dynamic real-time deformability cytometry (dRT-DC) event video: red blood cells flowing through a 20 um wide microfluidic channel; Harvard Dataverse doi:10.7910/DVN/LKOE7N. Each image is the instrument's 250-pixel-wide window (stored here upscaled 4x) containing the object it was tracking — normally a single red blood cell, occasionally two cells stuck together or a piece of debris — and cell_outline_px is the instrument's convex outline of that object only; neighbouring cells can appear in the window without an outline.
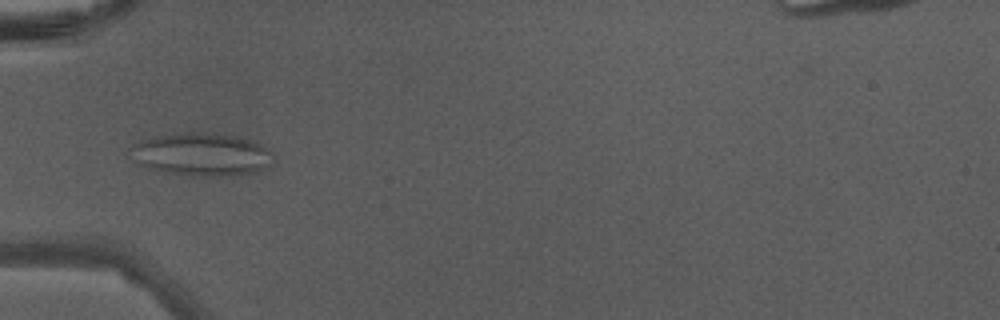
{"species": "Egyptian fruit bat (a non-hibernating species)", "species_latin": "Rousettus aegyptiacus", "temperature_condition": "warm", "stored_images_in_passage": 36, "camera_frame_rate_fps": 3000, "um_per_image_px": 0.085, "animal": {"sex": "male"}, "frame": {"image": 1, "passage_image": 6, "time_ms": 1.667, "image_size_px": [1000, 320], "cell_outline_px": [[272, 164], [268, 168], [256, 172], [232, 176], [188, 176], [164, 172], [140, 164], [132, 160], [128, 148], [132, 144], [140, 140], [152, 136], [196, 132], [204, 132], [236, 136], [260, 144], [272, 152]], "centroid_in_image_um": [17.11, 13.14], "position_along_channel_um": 67.9, "area_um2": 36.07}}